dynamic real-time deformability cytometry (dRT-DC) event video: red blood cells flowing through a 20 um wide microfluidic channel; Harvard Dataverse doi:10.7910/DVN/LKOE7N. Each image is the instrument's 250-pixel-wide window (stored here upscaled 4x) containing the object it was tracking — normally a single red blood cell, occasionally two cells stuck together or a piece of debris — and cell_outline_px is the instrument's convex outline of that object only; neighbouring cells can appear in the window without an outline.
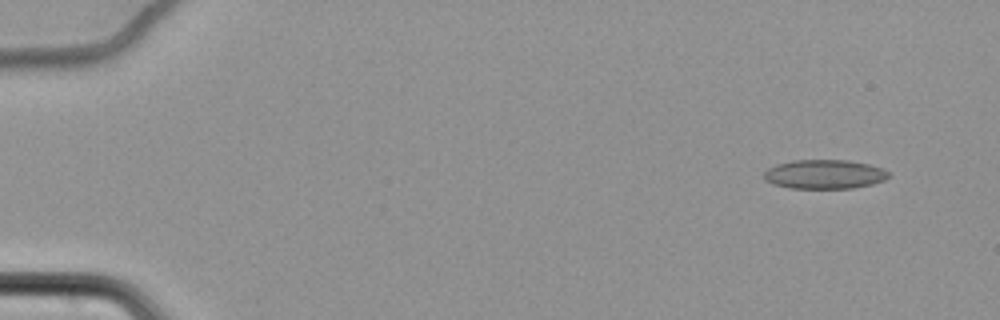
{"species": "common noctule bat (a hibernating species)", "species_latin": "Nyctalus noctula", "temperature_condition": "cold", "stored_images_in_passage": 59, "camera_frame_rate_fps": 3000, "um_per_image_px": 0.085, "animal": {"sex": "female", "body_mass_g": 22.7, "forearm_length_mm": 54.2}, "frame": {"image": 1, "passage_image": 1, "time_ms": 0.0, "image_size_px": [1000, 320], "cell_outline_px": [[892, 176], [884, 180], [872, 184], [852, 188], [788, 188], [772, 184], [764, 180], [764, 172], [768, 168], [776, 164], [792, 160], [848, 160], [868, 164], [884, 168]], "centroid_in_image_um": [70.08, 14.81], "position_along_channel_um": 14.9, "area_um2": 21.39}}
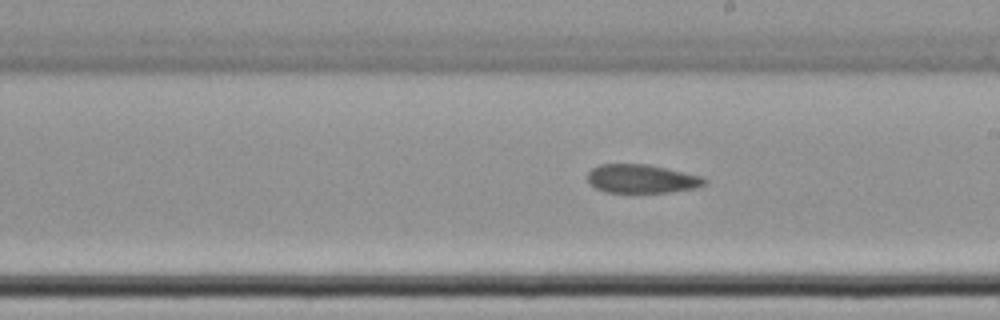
{"frame": {"image": 2, "passage_image": 34, "time_ms": 11.0, "image_size_px": [1000, 320], "cell_outline_px": [[708, 180], [704, 184], [696, 188], [668, 192], [608, 192], [596, 188], [588, 184], [588, 172], [592, 168], [600, 164], [648, 164], [704, 176]], "centroid_in_image_um": [54.56, 15.19], "position_along_channel_um": 234.4, "area_um2": 19.59}}
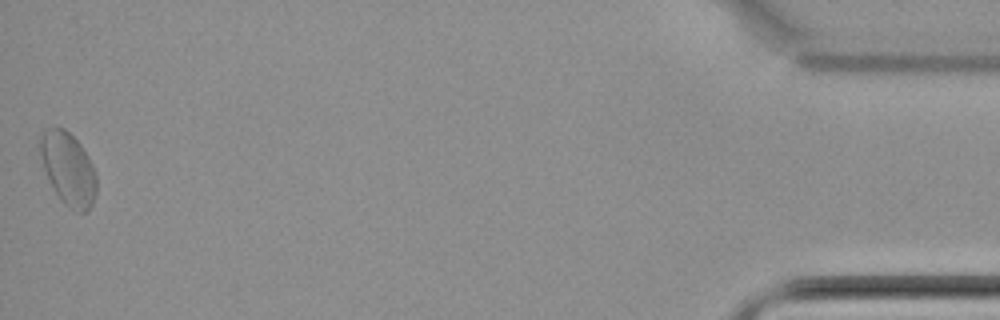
{"frame": {"image": 3, "passage_image": 59, "time_ms": 19.333, "image_size_px": [1000, 320], "cell_outline_px": [[96, 192], [92, 204], [88, 212], [80, 212], [68, 208], [60, 200], [44, 168], [40, 156], [40, 132], [44, 128], [64, 128], [80, 144], [88, 156], [96, 172]], "centroid_in_image_um": [5.8, 14.35], "position_along_channel_um": 429.4, "area_um2": 23.81}, "authors_computed_cell_mechanics": {"area_um2": 21.0392, "velocity_mm_per_s": 3.4332, "shape_relaxation_time_tau1_ms": null, "shape_relaxation_time_tau2_ms": 5.0704, "deformation_change_tau1": null, "deformation_change_tau2": 0.0808}}